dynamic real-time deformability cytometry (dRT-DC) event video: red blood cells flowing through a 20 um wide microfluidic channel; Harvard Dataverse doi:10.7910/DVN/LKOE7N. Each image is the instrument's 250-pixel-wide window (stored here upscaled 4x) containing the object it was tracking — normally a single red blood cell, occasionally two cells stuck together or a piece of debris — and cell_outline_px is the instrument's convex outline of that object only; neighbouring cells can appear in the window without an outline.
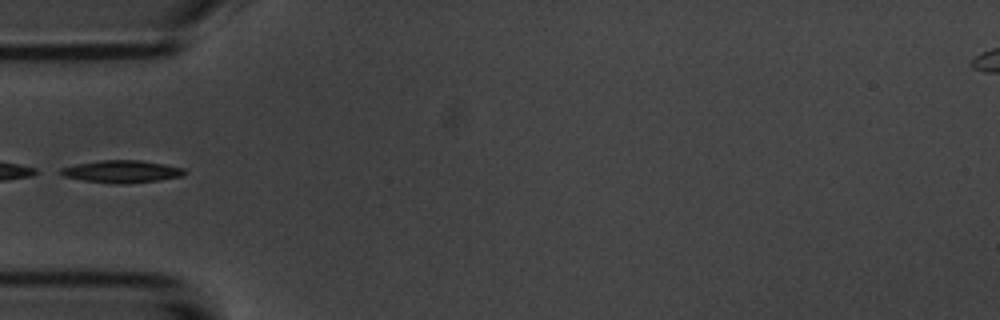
{"species": "common noctule bat (a hibernating species)", "species_latin": "Nyctalus noctula", "temperature_condition": "room temperature", "stored_images_in_passage": 37, "camera_frame_rate_fps": 3000, "um_per_image_px": 0.085, "animal": {"sex": "male", "body_mass_g": 20.1, "forearm_length_mm": 53.5}, "frame": {"image": 1, "passage_image": 1, "time_ms": 0.0, "image_size_px": [1000, 320], "cell_outline_px": [[188, 172], [184, 176], [160, 180], [124, 184], [120, 184], [84, 180], [64, 176], [56, 172], [60, 168], [76, 164], [100, 160], [140, 160], [164, 164], [184, 168]], "centroid_in_image_um": [10.37, 14.57], "position_along_channel_um": 74.6, "area_um2": 16.24}}